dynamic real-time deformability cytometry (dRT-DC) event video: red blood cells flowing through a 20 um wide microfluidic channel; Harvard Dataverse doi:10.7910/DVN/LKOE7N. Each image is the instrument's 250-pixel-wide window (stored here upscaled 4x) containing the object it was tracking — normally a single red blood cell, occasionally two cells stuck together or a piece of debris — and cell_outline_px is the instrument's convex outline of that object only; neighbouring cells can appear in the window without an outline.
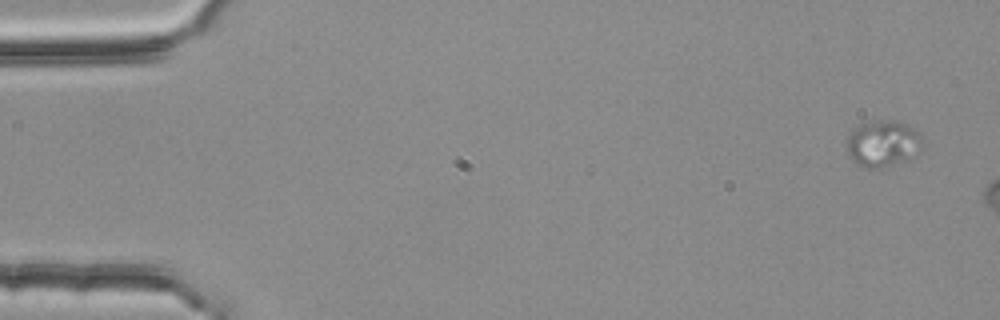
{"species": "common noctule bat (a hibernating species)", "species_latin": "Nyctalus noctula", "temperature_condition": "room temperature", "stored_images_in_passage": 6, "camera_frame_rate_fps": 3000, "um_per_image_px": 0.085, "animal": {"sex": "female", "body_mass_g": 25.1}, "frame": {"image": 1, "passage_image": 1, "time_ms": 0.0, "image_size_px": [1000, 320], "cell_outline_px": [[924, 144], [920, 152], [916, 156], [880, 168], [868, 168], [856, 164], [852, 160], [844, 144], [848, 132], [852, 128], [864, 124], [884, 120], [892, 120], [916, 128]], "centroid_in_image_um": [75.03, 12.21], "position_along_channel_um": 10.0, "area_um2": 20.69}}